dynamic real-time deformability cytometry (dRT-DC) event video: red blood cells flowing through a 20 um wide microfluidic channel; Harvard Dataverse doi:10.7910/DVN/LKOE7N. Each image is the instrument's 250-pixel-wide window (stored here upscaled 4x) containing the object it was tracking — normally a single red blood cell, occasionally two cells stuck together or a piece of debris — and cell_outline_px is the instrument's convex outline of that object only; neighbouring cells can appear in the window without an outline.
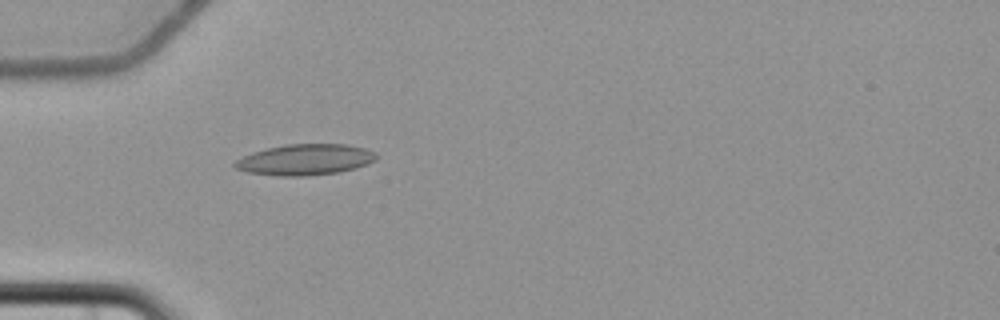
{"species": "common noctule bat (a hibernating species)", "species_latin": "Nyctalus noctula", "temperature_condition": "cold", "stored_images_in_passage": 5, "camera_frame_rate_fps": 3000, "um_per_image_px": 0.085, "animal": {"sex": "female", "body_mass_g": 22.7, "forearm_length_mm": 54.2}, "frame": {"image": 1, "passage_image": 5, "time_ms": 5.667, "image_size_px": [1000, 320], "cell_outline_px": [[380, 156], [376, 160], [368, 164], [356, 168], [340, 172], [308, 176], [276, 176], [248, 172], [236, 168], [232, 164], [236, 160], [252, 152], [284, 144], [344, 144], [364, 148], [376, 152]], "centroid_in_image_um": [25.97, 13.57], "position_along_channel_um": 59.0, "area_um2": 25.72}}